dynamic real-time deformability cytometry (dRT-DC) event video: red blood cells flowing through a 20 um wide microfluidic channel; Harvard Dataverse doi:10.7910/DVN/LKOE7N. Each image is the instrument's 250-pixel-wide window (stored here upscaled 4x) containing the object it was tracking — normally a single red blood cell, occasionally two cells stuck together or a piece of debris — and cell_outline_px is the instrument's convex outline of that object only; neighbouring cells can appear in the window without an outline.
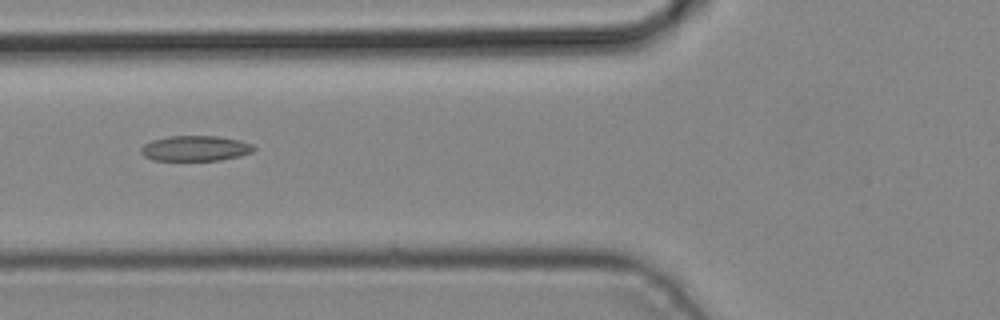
{"species": "common noctule bat (a hibernating species)", "species_latin": "Nyctalus noctula", "temperature_condition": "cold", "stored_images_in_passage": 6, "camera_frame_rate_fps": 3000, "um_per_image_px": 0.085, "animal": {"sex": "male", "body_mass_g": 19.2, "forearm_length_mm": 51.8}, "frame": {"image": 1, "passage_image": 5, "time_ms": 1.333, "image_size_px": [1000, 320], "cell_outline_px": [[256, 148], [252, 152], [240, 156], [220, 160], [152, 160], [144, 156], [140, 152], [140, 148], [144, 144], [152, 140], [168, 136], [216, 136], [240, 140], [252, 144]], "centroid_in_image_um": [16.59, 12.61], "position_along_channel_um": 109.2, "area_um2": 16.7}}
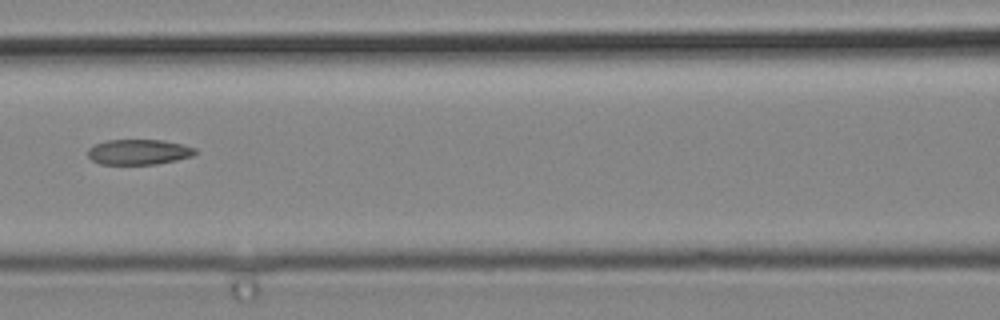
{"frame": {"image": 2, "passage_image": 6, "time_ms": 1.667, "image_size_px": [1000, 320], "cell_outline_px": [[196, 152], [192, 156], [176, 160], [156, 164], [100, 164], [92, 160], [88, 156], [88, 148], [96, 144], [108, 140], [164, 140], [196, 148]], "centroid_in_image_um": [11.78, 12.92], "position_along_channel_um": 154.8, "area_um2": 15.72}}